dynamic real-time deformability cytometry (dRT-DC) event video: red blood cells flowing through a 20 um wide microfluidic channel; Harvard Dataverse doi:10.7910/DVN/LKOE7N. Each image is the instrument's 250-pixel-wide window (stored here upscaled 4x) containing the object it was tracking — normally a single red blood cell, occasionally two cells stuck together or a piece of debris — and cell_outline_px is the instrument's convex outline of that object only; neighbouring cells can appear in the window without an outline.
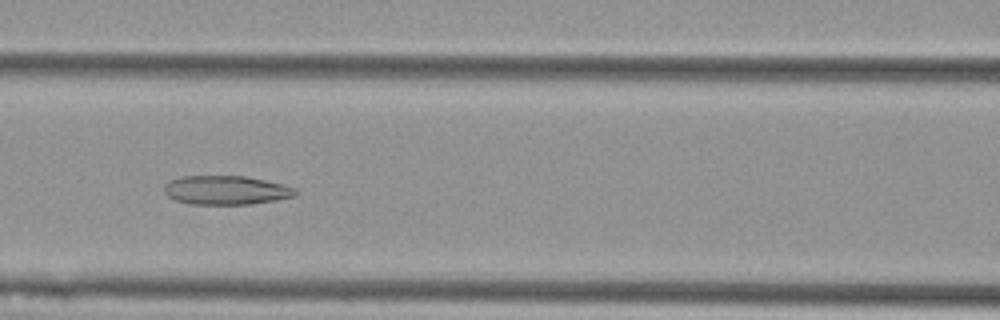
{"species": "Egyptian fruit bat (a non-hibernating species)", "species_latin": "Rousettus aegyptiacus", "temperature_condition": "cold", "stored_images_in_passage": 53, "camera_frame_rate_fps": 3000, "um_per_image_px": 0.085, "animal": {"sex": "female"}, "frame": {"image": 1, "passage_image": 24, "time_ms": 7.667, "image_size_px": [1000, 320], "cell_outline_px": [[296, 196], [276, 200], [252, 204], [192, 204], [176, 200], [168, 196], [164, 192], [164, 184], [168, 180], [180, 176], [244, 176], [284, 184], [296, 188]], "centroid_in_image_um": [19.2, 16.16], "position_along_channel_um": 147.4, "area_um2": 22.25}}
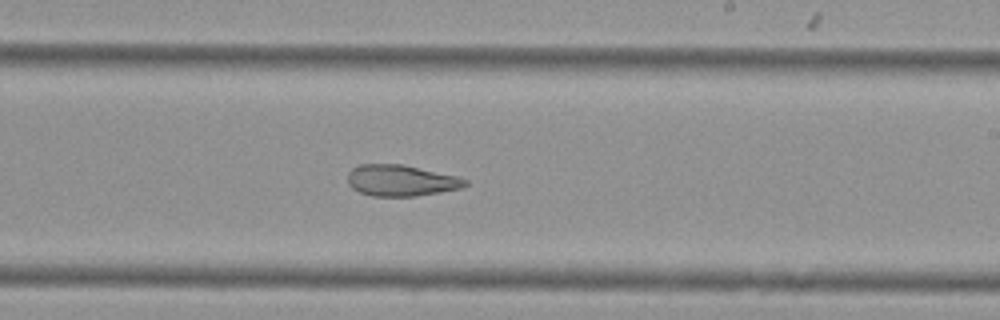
{"frame": {"image": 2, "passage_image": 33, "time_ms": 10.667, "image_size_px": [1000, 320], "cell_outline_px": [[468, 184], [460, 188], [440, 192], [416, 196], [372, 196], [360, 192], [352, 188], [348, 184], [348, 172], [352, 168], [360, 164], [404, 164], [456, 176], [468, 180]], "centroid_in_image_um": [34.07, 15.34], "position_along_channel_um": 254.9, "area_um2": 21.39}}
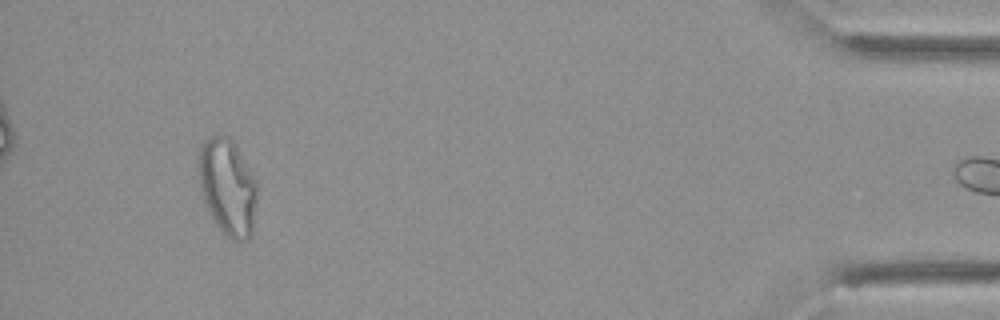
{"frame": {"image": 3, "passage_image": 52, "time_ms": 17.0, "image_size_px": [1000, 320], "cell_outline_px": [[256, 204], [252, 232], [248, 240], [240, 244], [236, 244], [224, 236], [208, 212], [200, 188], [200, 144], [204, 140], [212, 136], [228, 136], [232, 140], [256, 180]], "centroid_in_image_um": [19.36, 15.99], "position_along_channel_um": 415.8, "area_um2": 32.89}, "authors_computed_cell_mechanics": {"area_um2": 27.744, "velocity_mm_per_s": 3.6029, "shape_relaxation_time_tau1_ms": null, "shape_relaxation_time_tau2_ms": 3.0464, "deformation_change_tau1": null, "deformation_change_tau2": 0.1006}}